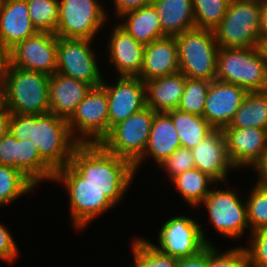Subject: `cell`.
Returning a JSON list of instances; mask_svg holds the SVG:
<instances>
[{
    "label": "cell",
    "instance_id": "obj_1",
    "mask_svg": "<svg viewBox=\"0 0 267 267\" xmlns=\"http://www.w3.org/2000/svg\"><path fill=\"white\" fill-rule=\"evenodd\" d=\"M9 132L17 139H31L41 159L54 171L69 164L80 144L71 134L68 120L52 112L37 115L11 114Z\"/></svg>",
    "mask_w": 267,
    "mask_h": 267
},
{
    "label": "cell",
    "instance_id": "obj_2",
    "mask_svg": "<svg viewBox=\"0 0 267 267\" xmlns=\"http://www.w3.org/2000/svg\"><path fill=\"white\" fill-rule=\"evenodd\" d=\"M69 164L115 206L124 201L137 176L130 161L108 152L100 143L79 144Z\"/></svg>",
    "mask_w": 267,
    "mask_h": 267
},
{
    "label": "cell",
    "instance_id": "obj_3",
    "mask_svg": "<svg viewBox=\"0 0 267 267\" xmlns=\"http://www.w3.org/2000/svg\"><path fill=\"white\" fill-rule=\"evenodd\" d=\"M50 76L7 63L1 69L2 106L11 114L37 115L49 112Z\"/></svg>",
    "mask_w": 267,
    "mask_h": 267
},
{
    "label": "cell",
    "instance_id": "obj_4",
    "mask_svg": "<svg viewBox=\"0 0 267 267\" xmlns=\"http://www.w3.org/2000/svg\"><path fill=\"white\" fill-rule=\"evenodd\" d=\"M53 182L63 184L61 187L67 192L69 222L74 231L84 232L96 218L116 207L100 189L87 184L70 164L55 172Z\"/></svg>",
    "mask_w": 267,
    "mask_h": 267
},
{
    "label": "cell",
    "instance_id": "obj_5",
    "mask_svg": "<svg viewBox=\"0 0 267 267\" xmlns=\"http://www.w3.org/2000/svg\"><path fill=\"white\" fill-rule=\"evenodd\" d=\"M220 185L223 186V183L217 182L213 186L199 207H205L208 224H211L219 235L224 236L226 241L227 238L231 241L247 238L245 236L250 233V226L245 198L240 197L241 191L236 187L234 189L233 186H224L226 189H223Z\"/></svg>",
    "mask_w": 267,
    "mask_h": 267
},
{
    "label": "cell",
    "instance_id": "obj_6",
    "mask_svg": "<svg viewBox=\"0 0 267 267\" xmlns=\"http://www.w3.org/2000/svg\"><path fill=\"white\" fill-rule=\"evenodd\" d=\"M262 0H230L222 22L213 30L220 48L257 47Z\"/></svg>",
    "mask_w": 267,
    "mask_h": 267
},
{
    "label": "cell",
    "instance_id": "obj_7",
    "mask_svg": "<svg viewBox=\"0 0 267 267\" xmlns=\"http://www.w3.org/2000/svg\"><path fill=\"white\" fill-rule=\"evenodd\" d=\"M179 71L188 78L216 79L219 46L213 30L192 28L175 37Z\"/></svg>",
    "mask_w": 267,
    "mask_h": 267
},
{
    "label": "cell",
    "instance_id": "obj_8",
    "mask_svg": "<svg viewBox=\"0 0 267 267\" xmlns=\"http://www.w3.org/2000/svg\"><path fill=\"white\" fill-rule=\"evenodd\" d=\"M216 79L247 92L267 90V65L257 47L219 48Z\"/></svg>",
    "mask_w": 267,
    "mask_h": 267
},
{
    "label": "cell",
    "instance_id": "obj_9",
    "mask_svg": "<svg viewBox=\"0 0 267 267\" xmlns=\"http://www.w3.org/2000/svg\"><path fill=\"white\" fill-rule=\"evenodd\" d=\"M161 225L155 237L158 238L157 243L147 240L160 252L176 259L192 257L208 245H214L205 233L203 223L196 221L191 215L176 214L166 218Z\"/></svg>",
    "mask_w": 267,
    "mask_h": 267
},
{
    "label": "cell",
    "instance_id": "obj_10",
    "mask_svg": "<svg viewBox=\"0 0 267 267\" xmlns=\"http://www.w3.org/2000/svg\"><path fill=\"white\" fill-rule=\"evenodd\" d=\"M101 1L59 0L58 25L55 35L60 38L97 40L99 32L107 24H111L108 22L111 19L109 12L105 9L107 7Z\"/></svg>",
    "mask_w": 267,
    "mask_h": 267
},
{
    "label": "cell",
    "instance_id": "obj_11",
    "mask_svg": "<svg viewBox=\"0 0 267 267\" xmlns=\"http://www.w3.org/2000/svg\"><path fill=\"white\" fill-rule=\"evenodd\" d=\"M155 113L150 107H144L114 125L100 144L108 152L134 165L145 151Z\"/></svg>",
    "mask_w": 267,
    "mask_h": 267
},
{
    "label": "cell",
    "instance_id": "obj_12",
    "mask_svg": "<svg viewBox=\"0 0 267 267\" xmlns=\"http://www.w3.org/2000/svg\"><path fill=\"white\" fill-rule=\"evenodd\" d=\"M93 41L95 40L57 37L56 72L84 81L92 87L100 86L105 75L101 71L100 58L93 48Z\"/></svg>",
    "mask_w": 267,
    "mask_h": 267
},
{
    "label": "cell",
    "instance_id": "obj_13",
    "mask_svg": "<svg viewBox=\"0 0 267 267\" xmlns=\"http://www.w3.org/2000/svg\"><path fill=\"white\" fill-rule=\"evenodd\" d=\"M68 126L80 144L100 143L109 134L108 97L101 85L92 87L78 104Z\"/></svg>",
    "mask_w": 267,
    "mask_h": 267
},
{
    "label": "cell",
    "instance_id": "obj_14",
    "mask_svg": "<svg viewBox=\"0 0 267 267\" xmlns=\"http://www.w3.org/2000/svg\"><path fill=\"white\" fill-rule=\"evenodd\" d=\"M8 63L24 70L53 75L57 69V36L37 32L26 38L8 51Z\"/></svg>",
    "mask_w": 267,
    "mask_h": 267
},
{
    "label": "cell",
    "instance_id": "obj_15",
    "mask_svg": "<svg viewBox=\"0 0 267 267\" xmlns=\"http://www.w3.org/2000/svg\"><path fill=\"white\" fill-rule=\"evenodd\" d=\"M115 78L110 83L105 78L101 84L108 97L109 132L114 125L146 107L145 83L142 79L129 76Z\"/></svg>",
    "mask_w": 267,
    "mask_h": 267
},
{
    "label": "cell",
    "instance_id": "obj_16",
    "mask_svg": "<svg viewBox=\"0 0 267 267\" xmlns=\"http://www.w3.org/2000/svg\"><path fill=\"white\" fill-rule=\"evenodd\" d=\"M223 133L230 161L238 171L250 170L267 154V130L225 127Z\"/></svg>",
    "mask_w": 267,
    "mask_h": 267
},
{
    "label": "cell",
    "instance_id": "obj_17",
    "mask_svg": "<svg viewBox=\"0 0 267 267\" xmlns=\"http://www.w3.org/2000/svg\"><path fill=\"white\" fill-rule=\"evenodd\" d=\"M109 36L106 39L105 53L116 76L137 77L143 65L145 45L138 42L123 28L115 23L110 26Z\"/></svg>",
    "mask_w": 267,
    "mask_h": 267
},
{
    "label": "cell",
    "instance_id": "obj_18",
    "mask_svg": "<svg viewBox=\"0 0 267 267\" xmlns=\"http://www.w3.org/2000/svg\"><path fill=\"white\" fill-rule=\"evenodd\" d=\"M191 151L196 169L206 173L218 183L231 185L227 179L233 170L238 171L229 159L223 130L214 129Z\"/></svg>",
    "mask_w": 267,
    "mask_h": 267
},
{
    "label": "cell",
    "instance_id": "obj_19",
    "mask_svg": "<svg viewBox=\"0 0 267 267\" xmlns=\"http://www.w3.org/2000/svg\"><path fill=\"white\" fill-rule=\"evenodd\" d=\"M247 91L238 85L212 80L206 96L203 117L214 129L223 130L242 104Z\"/></svg>",
    "mask_w": 267,
    "mask_h": 267
},
{
    "label": "cell",
    "instance_id": "obj_20",
    "mask_svg": "<svg viewBox=\"0 0 267 267\" xmlns=\"http://www.w3.org/2000/svg\"><path fill=\"white\" fill-rule=\"evenodd\" d=\"M180 147V140L171 117L166 112H156L145 151L142 157L134 164L136 175L138 171H141L139 169L146 161H153L151 166H158Z\"/></svg>",
    "mask_w": 267,
    "mask_h": 267
},
{
    "label": "cell",
    "instance_id": "obj_21",
    "mask_svg": "<svg viewBox=\"0 0 267 267\" xmlns=\"http://www.w3.org/2000/svg\"><path fill=\"white\" fill-rule=\"evenodd\" d=\"M92 86L55 72L49 78V112L69 120Z\"/></svg>",
    "mask_w": 267,
    "mask_h": 267
},
{
    "label": "cell",
    "instance_id": "obj_22",
    "mask_svg": "<svg viewBox=\"0 0 267 267\" xmlns=\"http://www.w3.org/2000/svg\"><path fill=\"white\" fill-rule=\"evenodd\" d=\"M37 32L26 0H0V38L8 51Z\"/></svg>",
    "mask_w": 267,
    "mask_h": 267
},
{
    "label": "cell",
    "instance_id": "obj_23",
    "mask_svg": "<svg viewBox=\"0 0 267 267\" xmlns=\"http://www.w3.org/2000/svg\"><path fill=\"white\" fill-rule=\"evenodd\" d=\"M179 72L178 46L175 37H163L146 44L143 65L137 76L144 82Z\"/></svg>",
    "mask_w": 267,
    "mask_h": 267
},
{
    "label": "cell",
    "instance_id": "obj_24",
    "mask_svg": "<svg viewBox=\"0 0 267 267\" xmlns=\"http://www.w3.org/2000/svg\"><path fill=\"white\" fill-rule=\"evenodd\" d=\"M186 76L180 71L145 81L146 106L155 112L178 108L184 92Z\"/></svg>",
    "mask_w": 267,
    "mask_h": 267
},
{
    "label": "cell",
    "instance_id": "obj_25",
    "mask_svg": "<svg viewBox=\"0 0 267 267\" xmlns=\"http://www.w3.org/2000/svg\"><path fill=\"white\" fill-rule=\"evenodd\" d=\"M116 23L144 45L166 37L162 32L160 18L153 4L120 16Z\"/></svg>",
    "mask_w": 267,
    "mask_h": 267
},
{
    "label": "cell",
    "instance_id": "obj_26",
    "mask_svg": "<svg viewBox=\"0 0 267 267\" xmlns=\"http://www.w3.org/2000/svg\"><path fill=\"white\" fill-rule=\"evenodd\" d=\"M152 4L165 36L176 37L195 27L192 0H153Z\"/></svg>",
    "mask_w": 267,
    "mask_h": 267
},
{
    "label": "cell",
    "instance_id": "obj_27",
    "mask_svg": "<svg viewBox=\"0 0 267 267\" xmlns=\"http://www.w3.org/2000/svg\"><path fill=\"white\" fill-rule=\"evenodd\" d=\"M168 183L172 184L182 201L196 211L217 182L194 167L177 175Z\"/></svg>",
    "mask_w": 267,
    "mask_h": 267
},
{
    "label": "cell",
    "instance_id": "obj_28",
    "mask_svg": "<svg viewBox=\"0 0 267 267\" xmlns=\"http://www.w3.org/2000/svg\"><path fill=\"white\" fill-rule=\"evenodd\" d=\"M15 168L20 170L37 187L45 182L53 183L55 172L41 159L37 146L31 139H17Z\"/></svg>",
    "mask_w": 267,
    "mask_h": 267
},
{
    "label": "cell",
    "instance_id": "obj_29",
    "mask_svg": "<svg viewBox=\"0 0 267 267\" xmlns=\"http://www.w3.org/2000/svg\"><path fill=\"white\" fill-rule=\"evenodd\" d=\"M166 113L176 127L181 147L192 149L214 130L201 115L184 112L178 108Z\"/></svg>",
    "mask_w": 267,
    "mask_h": 267
},
{
    "label": "cell",
    "instance_id": "obj_30",
    "mask_svg": "<svg viewBox=\"0 0 267 267\" xmlns=\"http://www.w3.org/2000/svg\"><path fill=\"white\" fill-rule=\"evenodd\" d=\"M227 127H256L267 130V90L247 92Z\"/></svg>",
    "mask_w": 267,
    "mask_h": 267
},
{
    "label": "cell",
    "instance_id": "obj_31",
    "mask_svg": "<svg viewBox=\"0 0 267 267\" xmlns=\"http://www.w3.org/2000/svg\"><path fill=\"white\" fill-rule=\"evenodd\" d=\"M37 186L20 170L0 165V209L8 206L28 193L34 192Z\"/></svg>",
    "mask_w": 267,
    "mask_h": 267
},
{
    "label": "cell",
    "instance_id": "obj_32",
    "mask_svg": "<svg viewBox=\"0 0 267 267\" xmlns=\"http://www.w3.org/2000/svg\"><path fill=\"white\" fill-rule=\"evenodd\" d=\"M130 244L134 262L129 267H176V258L160 252L144 236L132 237Z\"/></svg>",
    "mask_w": 267,
    "mask_h": 267
},
{
    "label": "cell",
    "instance_id": "obj_33",
    "mask_svg": "<svg viewBox=\"0 0 267 267\" xmlns=\"http://www.w3.org/2000/svg\"><path fill=\"white\" fill-rule=\"evenodd\" d=\"M29 17L38 32L55 34L58 25L59 0H26Z\"/></svg>",
    "mask_w": 267,
    "mask_h": 267
},
{
    "label": "cell",
    "instance_id": "obj_34",
    "mask_svg": "<svg viewBox=\"0 0 267 267\" xmlns=\"http://www.w3.org/2000/svg\"><path fill=\"white\" fill-rule=\"evenodd\" d=\"M230 0H192L195 27L214 30L223 20Z\"/></svg>",
    "mask_w": 267,
    "mask_h": 267
},
{
    "label": "cell",
    "instance_id": "obj_35",
    "mask_svg": "<svg viewBox=\"0 0 267 267\" xmlns=\"http://www.w3.org/2000/svg\"><path fill=\"white\" fill-rule=\"evenodd\" d=\"M210 82L211 81L206 79L187 77L178 109L184 112L203 116Z\"/></svg>",
    "mask_w": 267,
    "mask_h": 267
},
{
    "label": "cell",
    "instance_id": "obj_36",
    "mask_svg": "<svg viewBox=\"0 0 267 267\" xmlns=\"http://www.w3.org/2000/svg\"><path fill=\"white\" fill-rule=\"evenodd\" d=\"M245 195L250 232L267 227V189L255 183Z\"/></svg>",
    "mask_w": 267,
    "mask_h": 267
},
{
    "label": "cell",
    "instance_id": "obj_37",
    "mask_svg": "<svg viewBox=\"0 0 267 267\" xmlns=\"http://www.w3.org/2000/svg\"><path fill=\"white\" fill-rule=\"evenodd\" d=\"M208 267H250L248 254L241 244L225 249L208 245Z\"/></svg>",
    "mask_w": 267,
    "mask_h": 267
},
{
    "label": "cell",
    "instance_id": "obj_38",
    "mask_svg": "<svg viewBox=\"0 0 267 267\" xmlns=\"http://www.w3.org/2000/svg\"><path fill=\"white\" fill-rule=\"evenodd\" d=\"M245 248L250 267H267V227L251 231ZM248 243V244H247Z\"/></svg>",
    "mask_w": 267,
    "mask_h": 267
},
{
    "label": "cell",
    "instance_id": "obj_39",
    "mask_svg": "<svg viewBox=\"0 0 267 267\" xmlns=\"http://www.w3.org/2000/svg\"><path fill=\"white\" fill-rule=\"evenodd\" d=\"M159 171L166 173L165 178L171 181L177 175L195 167L191 149L180 147L158 166Z\"/></svg>",
    "mask_w": 267,
    "mask_h": 267
},
{
    "label": "cell",
    "instance_id": "obj_40",
    "mask_svg": "<svg viewBox=\"0 0 267 267\" xmlns=\"http://www.w3.org/2000/svg\"><path fill=\"white\" fill-rule=\"evenodd\" d=\"M8 224L5 225L0 222V261H3L9 265L17 262V258L20 257L19 246L12 236L11 230H8ZM11 232V233H10Z\"/></svg>",
    "mask_w": 267,
    "mask_h": 267
},
{
    "label": "cell",
    "instance_id": "obj_41",
    "mask_svg": "<svg viewBox=\"0 0 267 267\" xmlns=\"http://www.w3.org/2000/svg\"><path fill=\"white\" fill-rule=\"evenodd\" d=\"M15 157H17V138L8 132L0 140V165L15 168Z\"/></svg>",
    "mask_w": 267,
    "mask_h": 267
},
{
    "label": "cell",
    "instance_id": "obj_42",
    "mask_svg": "<svg viewBox=\"0 0 267 267\" xmlns=\"http://www.w3.org/2000/svg\"><path fill=\"white\" fill-rule=\"evenodd\" d=\"M113 7L112 17L115 21L122 15L140 9L141 7L152 4L153 0H112Z\"/></svg>",
    "mask_w": 267,
    "mask_h": 267
},
{
    "label": "cell",
    "instance_id": "obj_43",
    "mask_svg": "<svg viewBox=\"0 0 267 267\" xmlns=\"http://www.w3.org/2000/svg\"><path fill=\"white\" fill-rule=\"evenodd\" d=\"M176 267H208V246L192 257L177 259Z\"/></svg>",
    "mask_w": 267,
    "mask_h": 267
},
{
    "label": "cell",
    "instance_id": "obj_44",
    "mask_svg": "<svg viewBox=\"0 0 267 267\" xmlns=\"http://www.w3.org/2000/svg\"><path fill=\"white\" fill-rule=\"evenodd\" d=\"M251 170L257 176L254 183L267 189V154Z\"/></svg>",
    "mask_w": 267,
    "mask_h": 267
},
{
    "label": "cell",
    "instance_id": "obj_45",
    "mask_svg": "<svg viewBox=\"0 0 267 267\" xmlns=\"http://www.w3.org/2000/svg\"><path fill=\"white\" fill-rule=\"evenodd\" d=\"M11 113L4 107L0 106V140L9 132V122Z\"/></svg>",
    "mask_w": 267,
    "mask_h": 267
},
{
    "label": "cell",
    "instance_id": "obj_46",
    "mask_svg": "<svg viewBox=\"0 0 267 267\" xmlns=\"http://www.w3.org/2000/svg\"><path fill=\"white\" fill-rule=\"evenodd\" d=\"M260 37H267V0H262L260 17Z\"/></svg>",
    "mask_w": 267,
    "mask_h": 267
},
{
    "label": "cell",
    "instance_id": "obj_47",
    "mask_svg": "<svg viewBox=\"0 0 267 267\" xmlns=\"http://www.w3.org/2000/svg\"><path fill=\"white\" fill-rule=\"evenodd\" d=\"M257 49L261 55L262 60L267 65V37H260L259 38V41L257 44Z\"/></svg>",
    "mask_w": 267,
    "mask_h": 267
},
{
    "label": "cell",
    "instance_id": "obj_48",
    "mask_svg": "<svg viewBox=\"0 0 267 267\" xmlns=\"http://www.w3.org/2000/svg\"><path fill=\"white\" fill-rule=\"evenodd\" d=\"M8 63V50L4 47L0 38V70Z\"/></svg>",
    "mask_w": 267,
    "mask_h": 267
},
{
    "label": "cell",
    "instance_id": "obj_49",
    "mask_svg": "<svg viewBox=\"0 0 267 267\" xmlns=\"http://www.w3.org/2000/svg\"><path fill=\"white\" fill-rule=\"evenodd\" d=\"M2 105V93H1V70H0V106Z\"/></svg>",
    "mask_w": 267,
    "mask_h": 267
}]
</instances>
